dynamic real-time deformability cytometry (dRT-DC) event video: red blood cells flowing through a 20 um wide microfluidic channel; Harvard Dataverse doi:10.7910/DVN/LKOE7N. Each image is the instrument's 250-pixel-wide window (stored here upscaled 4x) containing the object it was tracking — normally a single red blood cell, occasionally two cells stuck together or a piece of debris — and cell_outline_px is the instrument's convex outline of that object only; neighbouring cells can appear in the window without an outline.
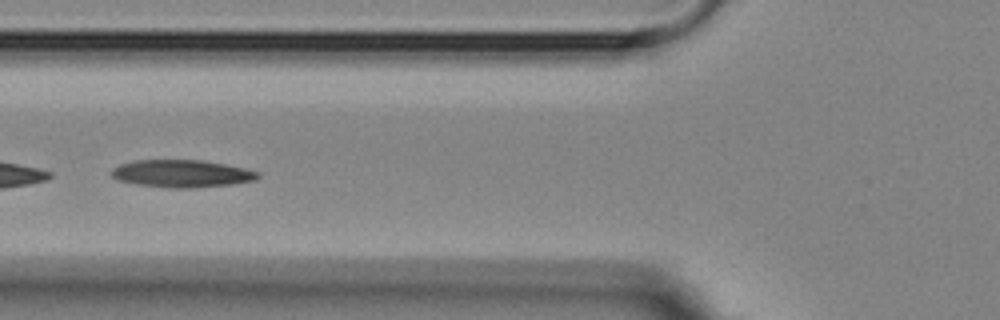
{"species": "Egyptian fruit bat (a non-hibernating species)", "species_latin": "Rousettus aegyptiacus", "temperature_condition": "room temperature", "stored_images_in_passage": 8, "camera_frame_rate_fps": 3000, "um_per_image_px": 0.085, "animal": {"sex": "female"}, "frame": {"image": 1, "passage_image": 5, "time_ms": 4.667, "image_size_px": [1000, 320], "cell_outline_px": [[260, 176], [256, 180], [232, 184], [192, 188], [168, 188], [136, 184], [116, 180], [112, 176], [112, 168], [120, 164], [136, 160], [200, 160], [224, 164], [244, 168], [260, 172]], "centroid_in_image_um": [15.44, 14.76], "position_along_channel_um": 110.4, "area_um2": 23.47}}
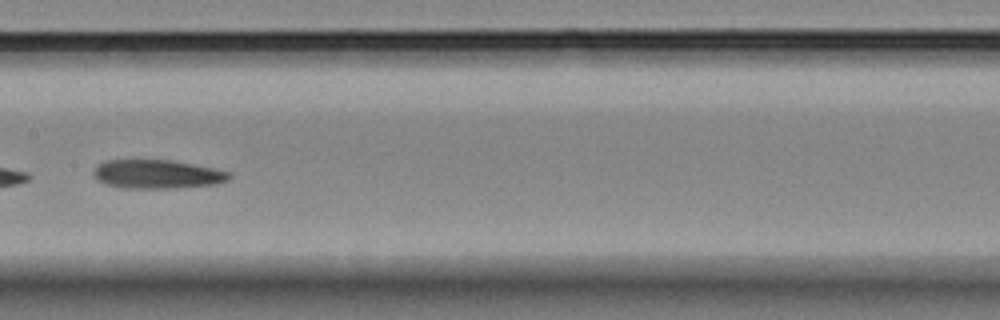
{"frame": {"image": 2, "passage_image": 7, "time_ms": 7.0, "image_size_px": [1000, 320], "cell_outline_px": [[232, 176], [228, 180], [216, 184], [176, 188], [124, 188], [104, 184], [96, 180], [92, 176], [92, 172], [96, 164], [104, 160], [132, 156], [172, 160], [212, 168], [228, 172]], "centroid_in_image_um": [13.21, 14.75], "position_along_channel_um": 194.2, "area_um2": 23.93}}
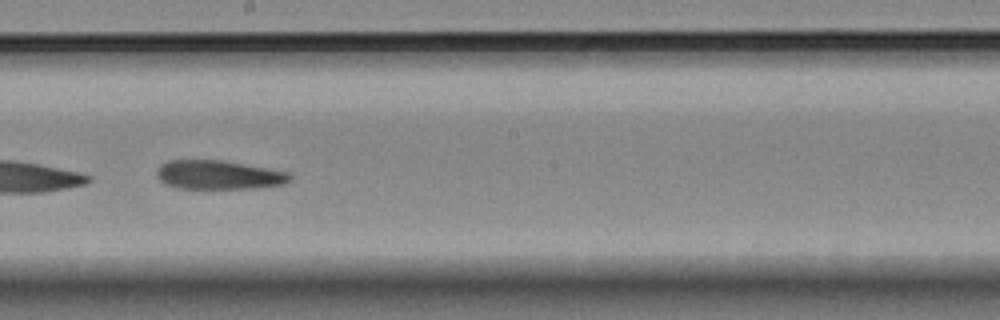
{"frame": {"image": 3, "passage_image": 8, "time_ms": 8.0, "image_size_px": [1000, 320], "cell_outline_px": [[292, 180], [284, 184], [256, 188], [180, 188], [164, 184], [156, 176], [156, 172], [160, 164], [168, 160], [220, 160], [288, 172], [292, 176]], "centroid_in_image_um": [18.56, 14.86], "position_along_channel_um": 229.6, "area_um2": 22.37}}